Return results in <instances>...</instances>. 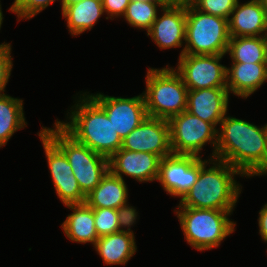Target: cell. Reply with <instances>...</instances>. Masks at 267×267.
<instances>
[{
	"mask_svg": "<svg viewBox=\"0 0 267 267\" xmlns=\"http://www.w3.org/2000/svg\"><path fill=\"white\" fill-rule=\"evenodd\" d=\"M267 151V123L257 126L226 114L217 130L215 158L227 162L249 178Z\"/></svg>",
	"mask_w": 267,
	"mask_h": 267,
	"instance_id": "obj_1",
	"label": "cell"
},
{
	"mask_svg": "<svg viewBox=\"0 0 267 267\" xmlns=\"http://www.w3.org/2000/svg\"><path fill=\"white\" fill-rule=\"evenodd\" d=\"M78 94L73 97L75 104L66 112L67 120H56L78 142L110 158L122 147L123 140L104 109L89 93L81 91Z\"/></svg>",
	"mask_w": 267,
	"mask_h": 267,
	"instance_id": "obj_2",
	"label": "cell"
},
{
	"mask_svg": "<svg viewBox=\"0 0 267 267\" xmlns=\"http://www.w3.org/2000/svg\"><path fill=\"white\" fill-rule=\"evenodd\" d=\"M207 158H199L197 181L176 207L235 210L242 192V185L236 176H244L227 162Z\"/></svg>",
	"mask_w": 267,
	"mask_h": 267,
	"instance_id": "obj_3",
	"label": "cell"
},
{
	"mask_svg": "<svg viewBox=\"0 0 267 267\" xmlns=\"http://www.w3.org/2000/svg\"><path fill=\"white\" fill-rule=\"evenodd\" d=\"M186 243L197 251L215 249L232 233L236 222L230 219L234 210L175 207Z\"/></svg>",
	"mask_w": 267,
	"mask_h": 267,
	"instance_id": "obj_4",
	"label": "cell"
},
{
	"mask_svg": "<svg viewBox=\"0 0 267 267\" xmlns=\"http://www.w3.org/2000/svg\"><path fill=\"white\" fill-rule=\"evenodd\" d=\"M41 131L65 154L81 192L88 195L109 170V158L78 142L55 120Z\"/></svg>",
	"mask_w": 267,
	"mask_h": 267,
	"instance_id": "obj_5",
	"label": "cell"
},
{
	"mask_svg": "<svg viewBox=\"0 0 267 267\" xmlns=\"http://www.w3.org/2000/svg\"><path fill=\"white\" fill-rule=\"evenodd\" d=\"M145 84L142 94L149 117L169 120L186 110L188 88L174 67L148 68Z\"/></svg>",
	"mask_w": 267,
	"mask_h": 267,
	"instance_id": "obj_6",
	"label": "cell"
},
{
	"mask_svg": "<svg viewBox=\"0 0 267 267\" xmlns=\"http://www.w3.org/2000/svg\"><path fill=\"white\" fill-rule=\"evenodd\" d=\"M229 40L228 19L203 13L192 4L186 6L184 54H226Z\"/></svg>",
	"mask_w": 267,
	"mask_h": 267,
	"instance_id": "obj_7",
	"label": "cell"
},
{
	"mask_svg": "<svg viewBox=\"0 0 267 267\" xmlns=\"http://www.w3.org/2000/svg\"><path fill=\"white\" fill-rule=\"evenodd\" d=\"M170 146L174 155H200L203 147L209 143L212 146L210 159L215 158L217 146V129L209 122L188 111L174 115L169 120Z\"/></svg>",
	"mask_w": 267,
	"mask_h": 267,
	"instance_id": "obj_8",
	"label": "cell"
},
{
	"mask_svg": "<svg viewBox=\"0 0 267 267\" xmlns=\"http://www.w3.org/2000/svg\"><path fill=\"white\" fill-rule=\"evenodd\" d=\"M225 55L183 54L174 69L188 90L227 88V66L220 63Z\"/></svg>",
	"mask_w": 267,
	"mask_h": 267,
	"instance_id": "obj_9",
	"label": "cell"
},
{
	"mask_svg": "<svg viewBox=\"0 0 267 267\" xmlns=\"http://www.w3.org/2000/svg\"><path fill=\"white\" fill-rule=\"evenodd\" d=\"M44 148L55 193L63 205L85 203L78 181L65 154L41 131L37 133Z\"/></svg>",
	"mask_w": 267,
	"mask_h": 267,
	"instance_id": "obj_10",
	"label": "cell"
},
{
	"mask_svg": "<svg viewBox=\"0 0 267 267\" xmlns=\"http://www.w3.org/2000/svg\"><path fill=\"white\" fill-rule=\"evenodd\" d=\"M87 93L104 109L122 140L148 116L142 93L131 98Z\"/></svg>",
	"mask_w": 267,
	"mask_h": 267,
	"instance_id": "obj_11",
	"label": "cell"
},
{
	"mask_svg": "<svg viewBox=\"0 0 267 267\" xmlns=\"http://www.w3.org/2000/svg\"><path fill=\"white\" fill-rule=\"evenodd\" d=\"M199 158L195 155H170L160 161L157 181L167 195L181 199L197 181Z\"/></svg>",
	"mask_w": 267,
	"mask_h": 267,
	"instance_id": "obj_12",
	"label": "cell"
},
{
	"mask_svg": "<svg viewBox=\"0 0 267 267\" xmlns=\"http://www.w3.org/2000/svg\"><path fill=\"white\" fill-rule=\"evenodd\" d=\"M121 148L135 152L153 153L161 158L172 155L168 120L147 116L123 139Z\"/></svg>",
	"mask_w": 267,
	"mask_h": 267,
	"instance_id": "obj_13",
	"label": "cell"
},
{
	"mask_svg": "<svg viewBox=\"0 0 267 267\" xmlns=\"http://www.w3.org/2000/svg\"><path fill=\"white\" fill-rule=\"evenodd\" d=\"M161 159L153 153L120 148L109 158V170L122 179L125 175L140 183H150L158 179Z\"/></svg>",
	"mask_w": 267,
	"mask_h": 267,
	"instance_id": "obj_14",
	"label": "cell"
},
{
	"mask_svg": "<svg viewBox=\"0 0 267 267\" xmlns=\"http://www.w3.org/2000/svg\"><path fill=\"white\" fill-rule=\"evenodd\" d=\"M154 20L151 29L146 33L159 49L185 48L186 7L165 6Z\"/></svg>",
	"mask_w": 267,
	"mask_h": 267,
	"instance_id": "obj_15",
	"label": "cell"
},
{
	"mask_svg": "<svg viewBox=\"0 0 267 267\" xmlns=\"http://www.w3.org/2000/svg\"><path fill=\"white\" fill-rule=\"evenodd\" d=\"M229 96L227 88L188 90L186 111L211 123L218 130L217 126L228 112Z\"/></svg>",
	"mask_w": 267,
	"mask_h": 267,
	"instance_id": "obj_16",
	"label": "cell"
},
{
	"mask_svg": "<svg viewBox=\"0 0 267 267\" xmlns=\"http://www.w3.org/2000/svg\"><path fill=\"white\" fill-rule=\"evenodd\" d=\"M230 37L267 36V15L260 0L236 3L228 19Z\"/></svg>",
	"mask_w": 267,
	"mask_h": 267,
	"instance_id": "obj_17",
	"label": "cell"
},
{
	"mask_svg": "<svg viewBox=\"0 0 267 267\" xmlns=\"http://www.w3.org/2000/svg\"><path fill=\"white\" fill-rule=\"evenodd\" d=\"M267 82V63H231L227 67V90L247 99Z\"/></svg>",
	"mask_w": 267,
	"mask_h": 267,
	"instance_id": "obj_18",
	"label": "cell"
},
{
	"mask_svg": "<svg viewBox=\"0 0 267 267\" xmlns=\"http://www.w3.org/2000/svg\"><path fill=\"white\" fill-rule=\"evenodd\" d=\"M65 206L72 210L61 224L62 232L66 238L71 242L90 243L94 246L99 237L95 228L93 209L86 203Z\"/></svg>",
	"mask_w": 267,
	"mask_h": 267,
	"instance_id": "obj_19",
	"label": "cell"
},
{
	"mask_svg": "<svg viewBox=\"0 0 267 267\" xmlns=\"http://www.w3.org/2000/svg\"><path fill=\"white\" fill-rule=\"evenodd\" d=\"M105 265H126L137 252L135 235L117 232L101 236L93 246Z\"/></svg>",
	"mask_w": 267,
	"mask_h": 267,
	"instance_id": "obj_20",
	"label": "cell"
},
{
	"mask_svg": "<svg viewBox=\"0 0 267 267\" xmlns=\"http://www.w3.org/2000/svg\"><path fill=\"white\" fill-rule=\"evenodd\" d=\"M128 191L125 179L108 170L100 183L86 195L85 203L91 208H113L117 210L129 200Z\"/></svg>",
	"mask_w": 267,
	"mask_h": 267,
	"instance_id": "obj_21",
	"label": "cell"
},
{
	"mask_svg": "<svg viewBox=\"0 0 267 267\" xmlns=\"http://www.w3.org/2000/svg\"><path fill=\"white\" fill-rule=\"evenodd\" d=\"M71 36L81 35L93 29L102 15H105L101 0H83L67 6L62 12Z\"/></svg>",
	"mask_w": 267,
	"mask_h": 267,
	"instance_id": "obj_22",
	"label": "cell"
},
{
	"mask_svg": "<svg viewBox=\"0 0 267 267\" xmlns=\"http://www.w3.org/2000/svg\"><path fill=\"white\" fill-rule=\"evenodd\" d=\"M226 54L231 63H267V36L230 37Z\"/></svg>",
	"mask_w": 267,
	"mask_h": 267,
	"instance_id": "obj_23",
	"label": "cell"
},
{
	"mask_svg": "<svg viewBox=\"0 0 267 267\" xmlns=\"http://www.w3.org/2000/svg\"><path fill=\"white\" fill-rule=\"evenodd\" d=\"M23 102L7 93L0 95V148L7 145L18 130L27 127Z\"/></svg>",
	"mask_w": 267,
	"mask_h": 267,
	"instance_id": "obj_24",
	"label": "cell"
},
{
	"mask_svg": "<svg viewBox=\"0 0 267 267\" xmlns=\"http://www.w3.org/2000/svg\"><path fill=\"white\" fill-rule=\"evenodd\" d=\"M164 6L157 1H130L122 18L133 28L144 30L151 29L154 20Z\"/></svg>",
	"mask_w": 267,
	"mask_h": 267,
	"instance_id": "obj_25",
	"label": "cell"
},
{
	"mask_svg": "<svg viewBox=\"0 0 267 267\" xmlns=\"http://www.w3.org/2000/svg\"><path fill=\"white\" fill-rule=\"evenodd\" d=\"M98 237L120 232L117 210L113 208H92Z\"/></svg>",
	"mask_w": 267,
	"mask_h": 267,
	"instance_id": "obj_26",
	"label": "cell"
},
{
	"mask_svg": "<svg viewBox=\"0 0 267 267\" xmlns=\"http://www.w3.org/2000/svg\"><path fill=\"white\" fill-rule=\"evenodd\" d=\"M56 1L58 0H14L8 10L17 15L18 22L30 20Z\"/></svg>",
	"mask_w": 267,
	"mask_h": 267,
	"instance_id": "obj_27",
	"label": "cell"
},
{
	"mask_svg": "<svg viewBox=\"0 0 267 267\" xmlns=\"http://www.w3.org/2000/svg\"><path fill=\"white\" fill-rule=\"evenodd\" d=\"M238 0H192V5L199 11L229 19Z\"/></svg>",
	"mask_w": 267,
	"mask_h": 267,
	"instance_id": "obj_28",
	"label": "cell"
},
{
	"mask_svg": "<svg viewBox=\"0 0 267 267\" xmlns=\"http://www.w3.org/2000/svg\"><path fill=\"white\" fill-rule=\"evenodd\" d=\"M12 45L0 48V95L5 94L13 69Z\"/></svg>",
	"mask_w": 267,
	"mask_h": 267,
	"instance_id": "obj_29",
	"label": "cell"
},
{
	"mask_svg": "<svg viewBox=\"0 0 267 267\" xmlns=\"http://www.w3.org/2000/svg\"><path fill=\"white\" fill-rule=\"evenodd\" d=\"M135 208L136 207L131 206L127 201L125 204H123L117 209L118 221L121 232H127L133 235L135 234L134 231L131 229L132 226L136 224V220L139 219V213L137 211V208Z\"/></svg>",
	"mask_w": 267,
	"mask_h": 267,
	"instance_id": "obj_30",
	"label": "cell"
},
{
	"mask_svg": "<svg viewBox=\"0 0 267 267\" xmlns=\"http://www.w3.org/2000/svg\"><path fill=\"white\" fill-rule=\"evenodd\" d=\"M131 0H101L104 13L107 15L105 18L114 20L121 18L125 14L126 8Z\"/></svg>",
	"mask_w": 267,
	"mask_h": 267,
	"instance_id": "obj_31",
	"label": "cell"
},
{
	"mask_svg": "<svg viewBox=\"0 0 267 267\" xmlns=\"http://www.w3.org/2000/svg\"><path fill=\"white\" fill-rule=\"evenodd\" d=\"M258 214L259 234L262 241L267 243V203L262 206Z\"/></svg>",
	"mask_w": 267,
	"mask_h": 267,
	"instance_id": "obj_32",
	"label": "cell"
},
{
	"mask_svg": "<svg viewBox=\"0 0 267 267\" xmlns=\"http://www.w3.org/2000/svg\"><path fill=\"white\" fill-rule=\"evenodd\" d=\"M160 4L172 7H186L192 3V0H157Z\"/></svg>",
	"mask_w": 267,
	"mask_h": 267,
	"instance_id": "obj_33",
	"label": "cell"
},
{
	"mask_svg": "<svg viewBox=\"0 0 267 267\" xmlns=\"http://www.w3.org/2000/svg\"><path fill=\"white\" fill-rule=\"evenodd\" d=\"M264 175L265 176L267 175V151L261 166L249 178H252L254 176H264Z\"/></svg>",
	"mask_w": 267,
	"mask_h": 267,
	"instance_id": "obj_34",
	"label": "cell"
},
{
	"mask_svg": "<svg viewBox=\"0 0 267 267\" xmlns=\"http://www.w3.org/2000/svg\"><path fill=\"white\" fill-rule=\"evenodd\" d=\"M80 1H83V0H61V12L69 5H72V4H75V3H78Z\"/></svg>",
	"mask_w": 267,
	"mask_h": 267,
	"instance_id": "obj_35",
	"label": "cell"
},
{
	"mask_svg": "<svg viewBox=\"0 0 267 267\" xmlns=\"http://www.w3.org/2000/svg\"><path fill=\"white\" fill-rule=\"evenodd\" d=\"M3 20H4V17H3V12H2V4H0V30H1V27H2V24H3ZM9 44H11V43L3 42V43L0 44V48L5 47V46H7Z\"/></svg>",
	"mask_w": 267,
	"mask_h": 267,
	"instance_id": "obj_36",
	"label": "cell"
},
{
	"mask_svg": "<svg viewBox=\"0 0 267 267\" xmlns=\"http://www.w3.org/2000/svg\"><path fill=\"white\" fill-rule=\"evenodd\" d=\"M262 3L263 8L265 9L266 15H267V0H260Z\"/></svg>",
	"mask_w": 267,
	"mask_h": 267,
	"instance_id": "obj_37",
	"label": "cell"
},
{
	"mask_svg": "<svg viewBox=\"0 0 267 267\" xmlns=\"http://www.w3.org/2000/svg\"><path fill=\"white\" fill-rule=\"evenodd\" d=\"M132 1H142V2H145V1H157V0H132Z\"/></svg>",
	"mask_w": 267,
	"mask_h": 267,
	"instance_id": "obj_38",
	"label": "cell"
}]
</instances>
